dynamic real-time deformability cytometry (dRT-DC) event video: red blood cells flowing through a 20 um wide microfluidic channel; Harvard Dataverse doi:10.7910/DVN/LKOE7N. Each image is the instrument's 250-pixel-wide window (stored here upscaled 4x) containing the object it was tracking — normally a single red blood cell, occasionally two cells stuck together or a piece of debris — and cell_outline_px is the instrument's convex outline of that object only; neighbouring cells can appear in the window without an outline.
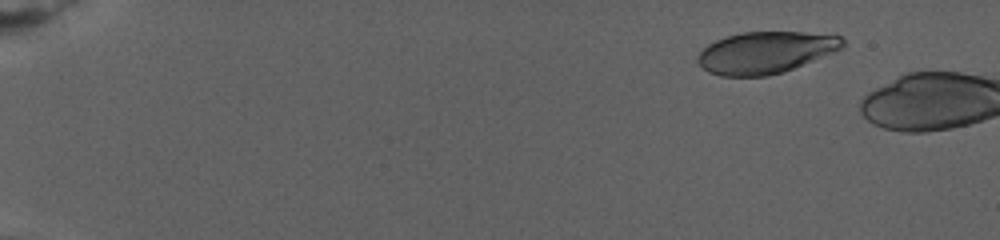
{"species": "human", "species_latin": "Homo sapiens", "temperature_condition": "warm", "stored_images_in_passage": 9, "camera_frame_rate_fps": 3000, "um_per_image_px": 0.085, "donor": {"sex": "female"}, "frame": {"image": 1, "passage_image": 6, "time_ms": 3.0, "image_size_px": [1000, 240], "cell_outline_px": [[844, 48], [784, 72], [768, 76], [720, 76], [708, 72], [696, 60], [696, 56], [708, 44], [716, 40], [728, 36], [744, 32], [804, 32], [840, 36], [844, 40]], "centroid_in_image_um": [65.07, 4.47], "position_along_channel_um": 19.9, "area_um2": 35.26}}